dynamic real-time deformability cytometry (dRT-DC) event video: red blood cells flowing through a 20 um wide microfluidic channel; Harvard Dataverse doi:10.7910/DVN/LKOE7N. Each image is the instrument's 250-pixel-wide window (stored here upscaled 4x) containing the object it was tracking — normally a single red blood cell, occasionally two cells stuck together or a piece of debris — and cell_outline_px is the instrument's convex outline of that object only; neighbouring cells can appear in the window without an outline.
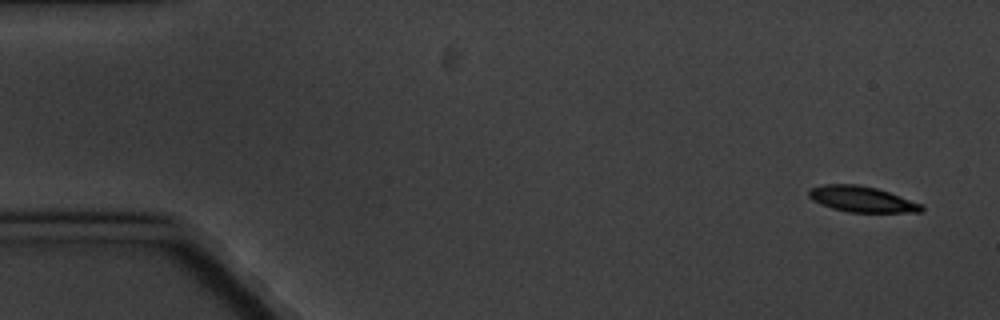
{"species": "common noctule bat (a hibernating species)", "species_latin": "Nyctalus noctula", "temperature_condition": "cold", "stored_images_in_passage": 8, "camera_frame_rate_fps": 3000, "um_per_image_px": 0.085, "animal": {"sex": "male", "body_mass_g": 20.1, "forearm_length_mm": 53.5}, "frame": {"image": 1, "passage_image": 1, "time_ms": 0.0, "image_size_px": [1000, 320], "cell_outline_px": [[924, 208], [920, 212], [848, 212], [832, 208], [820, 204], [812, 200], [808, 196], [808, 192], [812, 188], [824, 184], [856, 184], [876, 188], [924, 204]], "centroid_in_image_um": [73.26, 16.93], "position_along_channel_um": 11.7, "area_um2": 16.88}}
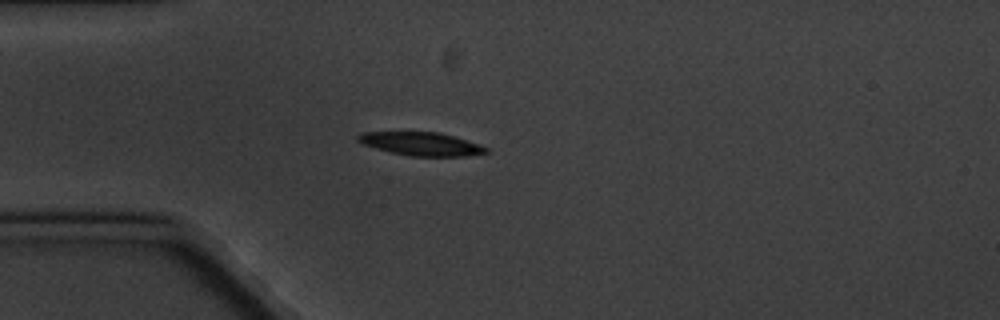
{"frame": {"image": 2, "passage_image": 4, "time_ms": 4.333, "image_size_px": [1000, 320], "cell_outline_px": [[488, 152], [464, 156], [408, 156], [360, 144], [356, 140], [356, 136], [360, 132], [440, 132], [488, 148]], "centroid_in_image_um": [35.7, 12.22], "position_along_channel_um": 49.3, "area_um2": 17.22}}